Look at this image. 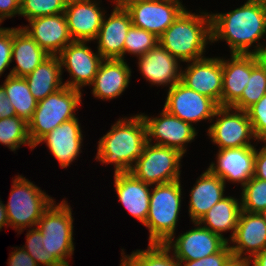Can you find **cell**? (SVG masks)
Masks as SVG:
<instances>
[{
	"instance_id": "obj_3",
	"label": "cell",
	"mask_w": 266,
	"mask_h": 266,
	"mask_svg": "<svg viewBox=\"0 0 266 266\" xmlns=\"http://www.w3.org/2000/svg\"><path fill=\"white\" fill-rule=\"evenodd\" d=\"M199 13L185 9L158 38L159 44L180 62L204 58L206 45L212 43L211 15L203 10Z\"/></svg>"
},
{
	"instance_id": "obj_34",
	"label": "cell",
	"mask_w": 266,
	"mask_h": 266,
	"mask_svg": "<svg viewBox=\"0 0 266 266\" xmlns=\"http://www.w3.org/2000/svg\"><path fill=\"white\" fill-rule=\"evenodd\" d=\"M26 243L22 247L38 266H63L53 255H49L48 241L37 227L29 228L26 233Z\"/></svg>"
},
{
	"instance_id": "obj_12",
	"label": "cell",
	"mask_w": 266,
	"mask_h": 266,
	"mask_svg": "<svg viewBox=\"0 0 266 266\" xmlns=\"http://www.w3.org/2000/svg\"><path fill=\"white\" fill-rule=\"evenodd\" d=\"M141 114L146 123L149 143L174 148L183 155L187 151L186 144L194 141L198 134L193 124L179 119L164 108L156 117ZM153 138L155 143L152 142Z\"/></svg>"
},
{
	"instance_id": "obj_1",
	"label": "cell",
	"mask_w": 266,
	"mask_h": 266,
	"mask_svg": "<svg viewBox=\"0 0 266 266\" xmlns=\"http://www.w3.org/2000/svg\"><path fill=\"white\" fill-rule=\"evenodd\" d=\"M210 15L212 43L226 41L230 55H255L266 46V42L265 45L264 42H259L266 38V9L259 4L247 0L232 11L215 14L211 12Z\"/></svg>"
},
{
	"instance_id": "obj_41",
	"label": "cell",
	"mask_w": 266,
	"mask_h": 266,
	"mask_svg": "<svg viewBox=\"0 0 266 266\" xmlns=\"http://www.w3.org/2000/svg\"><path fill=\"white\" fill-rule=\"evenodd\" d=\"M16 249V250H15ZM8 258L9 266H38L36 261L23 247H16Z\"/></svg>"
},
{
	"instance_id": "obj_5",
	"label": "cell",
	"mask_w": 266,
	"mask_h": 266,
	"mask_svg": "<svg viewBox=\"0 0 266 266\" xmlns=\"http://www.w3.org/2000/svg\"><path fill=\"white\" fill-rule=\"evenodd\" d=\"M82 95L81 90L64 86L38 101L28 121L29 136L34 146L57 126L76 118L75 112L82 103Z\"/></svg>"
},
{
	"instance_id": "obj_18",
	"label": "cell",
	"mask_w": 266,
	"mask_h": 266,
	"mask_svg": "<svg viewBox=\"0 0 266 266\" xmlns=\"http://www.w3.org/2000/svg\"><path fill=\"white\" fill-rule=\"evenodd\" d=\"M228 244L234 258L249 261L266 246V222L259 213L241 210L235 233Z\"/></svg>"
},
{
	"instance_id": "obj_45",
	"label": "cell",
	"mask_w": 266,
	"mask_h": 266,
	"mask_svg": "<svg viewBox=\"0 0 266 266\" xmlns=\"http://www.w3.org/2000/svg\"><path fill=\"white\" fill-rule=\"evenodd\" d=\"M253 266H266V246L249 260Z\"/></svg>"
},
{
	"instance_id": "obj_32",
	"label": "cell",
	"mask_w": 266,
	"mask_h": 266,
	"mask_svg": "<svg viewBox=\"0 0 266 266\" xmlns=\"http://www.w3.org/2000/svg\"><path fill=\"white\" fill-rule=\"evenodd\" d=\"M0 144L13 152L21 145H27L33 150L35 147L29 136L28 122L18 116L0 119Z\"/></svg>"
},
{
	"instance_id": "obj_8",
	"label": "cell",
	"mask_w": 266,
	"mask_h": 266,
	"mask_svg": "<svg viewBox=\"0 0 266 266\" xmlns=\"http://www.w3.org/2000/svg\"><path fill=\"white\" fill-rule=\"evenodd\" d=\"M183 154L170 147L147 143L143 154L130 172L150 185L166 184L180 180Z\"/></svg>"
},
{
	"instance_id": "obj_7",
	"label": "cell",
	"mask_w": 266,
	"mask_h": 266,
	"mask_svg": "<svg viewBox=\"0 0 266 266\" xmlns=\"http://www.w3.org/2000/svg\"><path fill=\"white\" fill-rule=\"evenodd\" d=\"M73 220L72 208L63 199L58 204L53 201L36 226L48 241L49 255H53L63 266H70L66 259L72 258L75 250Z\"/></svg>"
},
{
	"instance_id": "obj_52",
	"label": "cell",
	"mask_w": 266,
	"mask_h": 266,
	"mask_svg": "<svg viewBox=\"0 0 266 266\" xmlns=\"http://www.w3.org/2000/svg\"><path fill=\"white\" fill-rule=\"evenodd\" d=\"M259 214L264 219V221L266 222V209L261 211Z\"/></svg>"
},
{
	"instance_id": "obj_17",
	"label": "cell",
	"mask_w": 266,
	"mask_h": 266,
	"mask_svg": "<svg viewBox=\"0 0 266 266\" xmlns=\"http://www.w3.org/2000/svg\"><path fill=\"white\" fill-rule=\"evenodd\" d=\"M20 26L50 56H58L73 39L70 36L65 13L40 16Z\"/></svg>"
},
{
	"instance_id": "obj_2",
	"label": "cell",
	"mask_w": 266,
	"mask_h": 266,
	"mask_svg": "<svg viewBox=\"0 0 266 266\" xmlns=\"http://www.w3.org/2000/svg\"><path fill=\"white\" fill-rule=\"evenodd\" d=\"M148 143L142 114L118 119L98 141L95 159L113 164L114 173L130 172Z\"/></svg>"
},
{
	"instance_id": "obj_23",
	"label": "cell",
	"mask_w": 266,
	"mask_h": 266,
	"mask_svg": "<svg viewBox=\"0 0 266 266\" xmlns=\"http://www.w3.org/2000/svg\"><path fill=\"white\" fill-rule=\"evenodd\" d=\"M131 68L123 59H103L93 82L92 93L100 100H111L122 95L129 86Z\"/></svg>"
},
{
	"instance_id": "obj_19",
	"label": "cell",
	"mask_w": 266,
	"mask_h": 266,
	"mask_svg": "<svg viewBox=\"0 0 266 266\" xmlns=\"http://www.w3.org/2000/svg\"><path fill=\"white\" fill-rule=\"evenodd\" d=\"M99 4L96 0L67 1L64 13L73 41L94 42L106 13Z\"/></svg>"
},
{
	"instance_id": "obj_51",
	"label": "cell",
	"mask_w": 266,
	"mask_h": 266,
	"mask_svg": "<svg viewBox=\"0 0 266 266\" xmlns=\"http://www.w3.org/2000/svg\"><path fill=\"white\" fill-rule=\"evenodd\" d=\"M120 266H132L123 256L120 260Z\"/></svg>"
},
{
	"instance_id": "obj_37",
	"label": "cell",
	"mask_w": 266,
	"mask_h": 266,
	"mask_svg": "<svg viewBox=\"0 0 266 266\" xmlns=\"http://www.w3.org/2000/svg\"><path fill=\"white\" fill-rule=\"evenodd\" d=\"M67 0H20V14L27 21L40 17L64 13Z\"/></svg>"
},
{
	"instance_id": "obj_10",
	"label": "cell",
	"mask_w": 266,
	"mask_h": 266,
	"mask_svg": "<svg viewBox=\"0 0 266 266\" xmlns=\"http://www.w3.org/2000/svg\"><path fill=\"white\" fill-rule=\"evenodd\" d=\"M164 109L179 119L196 124L203 120L214 122L219 105L210 97L188 88L181 81L167 91Z\"/></svg>"
},
{
	"instance_id": "obj_15",
	"label": "cell",
	"mask_w": 266,
	"mask_h": 266,
	"mask_svg": "<svg viewBox=\"0 0 266 266\" xmlns=\"http://www.w3.org/2000/svg\"><path fill=\"white\" fill-rule=\"evenodd\" d=\"M186 63V68L181 69V82L188 88L210 97L221 106L222 58L204 57Z\"/></svg>"
},
{
	"instance_id": "obj_33",
	"label": "cell",
	"mask_w": 266,
	"mask_h": 266,
	"mask_svg": "<svg viewBox=\"0 0 266 266\" xmlns=\"http://www.w3.org/2000/svg\"><path fill=\"white\" fill-rule=\"evenodd\" d=\"M266 94V72L252 54V71L241 98L232 106L247 111Z\"/></svg>"
},
{
	"instance_id": "obj_49",
	"label": "cell",
	"mask_w": 266,
	"mask_h": 266,
	"mask_svg": "<svg viewBox=\"0 0 266 266\" xmlns=\"http://www.w3.org/2000/svg\"><path fill=\"white\" fill-rule=\"evenodd\" d=\"M225 266H251L248 260L232 258Z\"/></svg>"
},
{
	"instance_id": "obj_20",
	"label": "cell",
	"mask_w": 266,
	"mask_h": 266,
	"mask_svg": "<svg viewBox=\"0 0 266 266\" xmlns=\"http://www.w3.org/2000/svg\"><path fill=\"white\" fill-rule=\"evenodd\" d=\"M137 59L140 73L151 85L170 89L181 81L180 61L159 43Z\"/></svg>"
},
{
	"instance_id": "obj_42",
	"label": "cell",
	"mask_w": 266,
	"mask_h": 266,
	"mask_svg": "<svg viewBox=\"0 0 266 266\" xmlns=\"http://www.w3.org/2000/svg\"><path fill=\"white\" fill-rule=\"evenodd\" d=\"M20 14V0H0V26L6 18Z\"/></svg>"
},
{
	"instance_id": "obj_43",
	"label": "cell",
	"mask_w": 266,
	"mask_h": 266,
	"mask_svg": "<svg viewBox=\"0 0 266 266\" xmlns=\"http://www.w3.org/2000/svg\"><path fill=\"white\" fill-rule=\"evenodd\" d=\"M254 177L266 180V144L256 149V155L254 160Z\"/></svg>"
},
{
	"instance_id": "obj_6",
	"label": "cell",
	"mask_w": 266,
	"mask_h": 266,
	"mask_svg": "<svg viewBox=\"0 0 266 266\" xmlns=\"http://www.w3.org/2000/svg\"><path fill=\"white\" fill-rule=\"evenodd\" d=\"M54 198L21 175L13 179L9 200L5 205L9 227L21 234L26 228H35L43 212Z\"/></svg>"
},
{
	"instance_id": "obj_28",
	"label": "cell",
	"mask_w": 266,
	"mask_h": 266,
	"mask_svg": "<svg viewBox=\"0 0 266 266\" xmlns=\"http://www.w3.org/2000/svg\"><path fill=\"white\" fill-rule=\"evenodd\" d=\"M24 78L37 101L43 100L65 86L62 82V68L58 56H49Z\"/></svg>"
},
{
	"instance_id": "obj_39",
	"label": "cell",
	"mask_w": 266,
	"mask_h": 266,
	"mask_svg": "<svg viewBox=\"0 0 266 266\" xmlns=\"http://www.w3.org/2000/svg\"><path fill=\"white\" fill-rule=\"evenodd\" d=\"M233 258L227 243L219 252L205 258L191 261H179L180 266H225Z\"/></svg>"
},
{
	"instance_id": "obj_26",
	"label": "cell",
	"mask_w": 266,
	"mask_h": 266,
	"mask_svg": "<svg viewBox=\"0 0 266 266\" xmlns=\"http://www.w3.org/2000/svg\"><path fill=\"white\" fill-rule=\"evenodd\" d=\"M225 188V182L207 168L190 190L188 213L191 222H198L212 206L222 200Z\"/></svg>"
},
{
	"instance_id": "obj_21",
	"label": "cell",
	"mask_w": 266,
	"mask_h": 266,
	"mask_svg": "<svg viewBox=\"0 0 266 266\" xmlns=\"http://www.w3.org/2000/svg\"><path fill=\"white\" fill-rule=\"evenodd\" d=\"M43 142L46 143L60 166L67 168L74 160H77L82 152L83 134L79 119L76 117L60 124L43 136L34 147Z\"/></svg>"
},
{
	"instance_id": "obj_24",
	"label": "cell",
	"mask_w": 266,
	"mask_h": 266,
	"mask_svg": "<svg viewBox=\"0 0 266 266\" xmlns=\"http://www.w3.org/2000/svg\"><path fill=\"white\" fill-rule=\"evenodd\" d=\"M113 178L118 201L144 225L149 211L152 185L137 179L131 172L114 173Z\"/></svg>"
},
{
	"instance_id": "obj_16",
	"label": "cell",
	"mask_w": 266,
	"mask_h": 266,
	"mask_svg": "<svg viewBox=\"0 0 266 266\" xmlns=\"http://www.w3.org/2000/svg\"><path fill=\"white\" fill-rule=\"evenodd\" d=\"M256 146L218 149L216 163L208 169L226 184L232 182L243 187L254 176Z\"/></svg>"
},
{
	"instance_id": "obj_4",
	"label": "cell",
	"mask_w": 266,
	"mask_h": 266,
	"mask_svg": "<svg viewBox=\"0 0 266 266\" xmlns=\"http://www.w3.org/2000/svg\"><path fill=\"white\" fill-rule=\"evenodd\" d=\"M155 186V187H154ZM181 181L152 185L149 211L144 224L149 230V243L165 244L176 235L182 201Z\"/></svg>"
},
{
	"instance_id": "obj_47",
	"label": "cell",
	"mask_w": 266,
	"mask_h": 266,
	"mask_svg": "<svg viewBox=\"0 0 266 266\" xmlns=\"http://www.w3.org/2000/svg\"><path fill=\"white\" fill-rule=\"evenodd\" d=\"M255 55H256V58H257L259 64L264 68V70L266 72V46H264Z\"/></svg>"
},
{
	"instance_id": "obj_40",
	"label": "cell",
	"mask_w": 266,
	"mask_h": 266,
	"mask_svg": "<svg viewBox=\"0 0 266 266\" xmlns=\"http://www.w3.org/2000/svg\"><path fill=\"white\" fill-rule=\"evenodd\" d=\"M13 46V27H0V76L8 69Z\"/></svg>"
},
{
	"instance_id": "obj_31",
	"label": "cell",
	"mask_w": 266,
	"mask_h": 266,
	"mask_svg": "<svg viewBox=\"0 0 266 266\" xmlns=\"http://www.w3.org/2000/svg\"><path fill=\"white\" fill-rule=\"evenodd\" d=\"M147 248L132 251L129 255H124L126 253L121 249V256L132 266H180L179 260L165 244L149 243Z\"/></svg>"
},
{
	"instance_id": "obj_36",
	"label": "cell",
	"mask_w": 266,
	"mask_h": 266,
	"mask_svg": "<svg viewBox=\"0 0 266 266\" xmlns=\"http://www.w3.org/2000/svg\"><path fill=\"white\" fill-rule=\"evenodd\" d=\"M158 43L159 40L155 34L131 25L124 42V58L126 53L136 57L142 56Z\"/></svg>"
},
{
	"instance_id": "obj_14",
	"label": "cell",
	"mask_w": 266,
	"mask_h": 266,
	"mask_svg": "<svg viewBox=\"0 0 266 266\" xmlns=\"http://www.w3.org/2000/svg\"><path fill=\"white\" fill-rule=\"evenodd\" d=\"M195 228L172 236L165 245L179 261L205 258L219 252L228 242L220 235L194 222Z\"/></svg>"
},
{
	"instance_id": "obj_30",
	"label": "cell",
	"mask_w": 266,
	"mask_h": 266,
	"mask_svg": "<svg viewBox=\"0 0 266 266\" xmlns=\"http://www.w3.org/2000/svg\"><path fill=\"white\" fill-rule=\"evenodd\" d=\"M15 110L16 116L29 121L37 107L38 101L30 92L24 77L7 76L1 85Z\"/></svg>"
},
{
	"instance_id": "obj_50",
	"label": "cell",
	"mask_w": 266,
	"mask_h": 266,
	"mask_svg": "<svg viewBox=\"0 0 266 266\" xmlns=\"http://www.w3.org/2000/svg\"><path fill=\"white\" fill-rule=\"evenodd\" d=\"M257 4H259L262 8L266 9V0H251Z\"/></svg>"
},
{
	"instance_id": "obj_25",
	"label": "cell",
	"mask_w": 266,
	"mask_h": 266,
	"mask_svg": "<svg viewBox=\"0 0 266 266\" xmlns=\"http://www.w3.org/2000/svg\"><path fill=\"white\" fill-rule=\"evenodd\" d=\"M251 71L252 54H231L227 60L222 57V107H232L241 98Z\"/></svg>"
},
{
	"instance_id": "obj_11",
	"label": "cell",
	"mask_w": 266,
	"mask_h": 266,
	"mask_svg": "<svg viewBox=\"0 0 266 266\" xmlns=\"http://www.w3.org/2000/svg\"><path fill=\"white\" fill-rule=\"evenodd\" d=\"M180 0H139L131 3L132 25L155 34L158 38L186 9Z\"/></svg>"
},
{
	"instance_id": "obj_44",
	"label": "cell",
	"mask_w": 266,
	"mask_h": 266,
	"mask_svg": "<svg viewBox=\"0 0 266 266\" xmlns=\"http://www.w3.org/2000/svg\"><path fill=\"white\" fill-rule=\"evenodd\" d=\"M16 116L13 106L6 96L4 88L0 85V119Z\"/></svg>"
},
{
	"instance_id": "obj_35",
	"label": "cell",
	"mask_w": 266,
	"mask_h": 266,
	"mask_svg": "<svg viewBox=\"0 0 266 266\" xmlns=\"http://www.w3.org/2000/svg\"><path fill=\"white\" fill-rule=\"evenodd\" d=\"M241 190V210L260 213L266 209V180L253 176Z\"/></svg>"
},
{
	"instance_id": "obj_48",
	"label": "cell",
	"mask_w": 266,
	"mask_h": 266,
	"mask_svg": "<svg viewBox=\"0 0 266 266\" xmlns=\"http://www.w3.org/2000/svg\"><path fill=\"white\" fill-rule=\"evenodd\" d=\"M113 1L111 0V2L115 3L114 8L126 9L131 3L137 2L139 0H113Z\"/></svg>"
},
{
	"instance_id": "obj_46",
	"label": "cell",
	"mask_w": 266,
	"mask_h": 266,
	"mask_svg": "<svg viewBox=\"0 0 266 266\" xmlns=\"http://www.w3.org/2000/svg\"><path fill=\"white\" fill-rule=\"evenodd\" d=\"M4 226L8 227L9 221L7 217L5 204H3L2 201L0 200V231Z\"/></svg>"
},
{
	"instance_id": "obj_29",
	"label": "cell",
	"mask_w": 266,
	"mask_h": 266,
	"mask_svg": "<svg viewBox=\"0 0 266 266\" xmlns=\"http://www.w3.org/2000/svg\"><path fill=\"white\" fill-rule=\"evenodd\" d=\"M239 200V198L225 196L212 206L198 223L211 232L220 235L228 242L233 237L238 224L241 212V201ZM227 231L232 232L228 239L223 235V232Z\"/></svg>"
},
{
	"instance_id": "obj_22",
	"label": "cell",
	"mask_w": 266,
	"mask_h": 266,
	"mask_svg": "<svg viewBox=\"0 0 266 266\" xmlns=\"http://www.w3.org/2000/svg\"><path fill=\"white\" fill-rule=\"evenodd\" d=\"M132 19L129 12L113 8L111 15H104L100 30L95 38L97 51L103 59H124V42Z\"/></svg>"
},
{
	"instance_id": "obj_9",
	"label": "cell",
	"mask_w": 266,
	"mask_h": 266,
	"mask_svg": "<svg viewBox=\"0 0 266 266\" xmlns=\"http://www.w3.org/2000/svg\"><path fill=\"white\" fill-rule=\"evenodd\" d=\"M215 123L207 130V135L219 149L254 146L257 141L247 111L233 107L219 106L215 113Z\"/></svg>"
},
{
	"instance_id": "obj_38",
	"label": "cell",
	"mask_w": 266,
	"mask_h": 266,
	"mask_svg": "<svg viewBox=\"0 0 266 266\" xmlns=\"http://www.w3.org/2000/svg\"><path fill=\"white\" fill-rule=\"evenodd\" d=\"M257 142L266 140V94L247 110Z\"/></svg>"
},
{
	"instance_id": "obj_13",
	"label": "cell",
	"mask_w": 266,
	"mask_h": 266,
	"mask_svg": "<svg viewBox=\"0 0 266 266\" xmlns=\"http://www.w3.org/2000/svg\"><path fill=\"white\" fill-rule=\"evenodd\" d=\"M87 43L89 42L73 41L58 55L62 73L65 68L70 75V80L64 82L69 88L82 90V87L90 85L103 60L100 53H95Z\"/></svg>"
},
{
	"instance_id": "obj_27",
	"label": "cell",
	"mask_w": 266,
	"mask_h": 266,
	"mask_svg": "<svg viewBox=\"0 0 266 266\" xmlns=\"http://www.w3.org/2000/svg\"><path fill=\"white\" fill-rule=\"evenodd\" d=\"M49 56L24 29L13 27L11 62L16 65L7 76L26 77Z\"/></svg>"
}]
</instances>
